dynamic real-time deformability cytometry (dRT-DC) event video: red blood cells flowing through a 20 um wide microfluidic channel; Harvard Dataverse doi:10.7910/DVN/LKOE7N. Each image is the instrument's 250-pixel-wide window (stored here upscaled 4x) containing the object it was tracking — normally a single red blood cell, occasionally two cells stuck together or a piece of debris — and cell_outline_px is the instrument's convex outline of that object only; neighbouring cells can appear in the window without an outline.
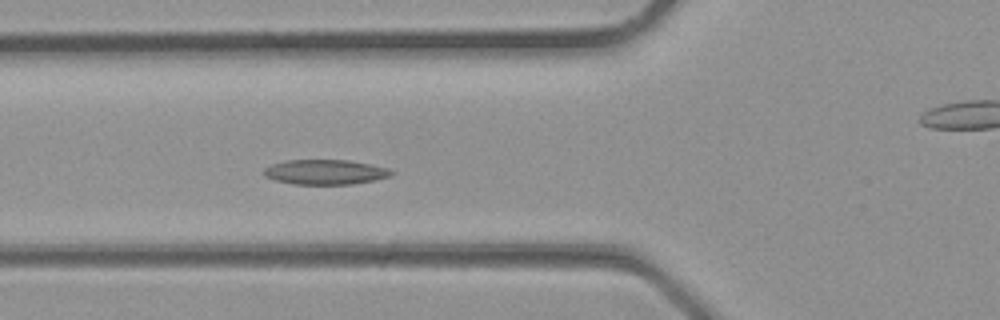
{"species": "common noctule bat (a hibernating species)", "species_latin": "Nyctalus noctula", "temperature_condition": "room temperature", "stored_images_in_passage": 26, "camera_frame_rate_fps": 3000, "um_per_image_px": 0.085, "animal": {"sex": "male", "body_mass_g": 23.1, "forearm_length_mm": 52.7}, "frame": {"image": 1, "passage_image": 5, "time_ms": 1.333, "image_size_px": [1000, 320], "cell_outline_px": [[396, 172], [392, 176], [376, 180], [352, 184], [296, 184], [276, 180], [264, 176], [264, 168], [272, 164], [284, 160], [348, 160], [372, 164], [388, 168]], "centroid_in_image_um": [27.7, 14.62], "position_along_channel_um": 98.1, "area_um2": 18.61}}
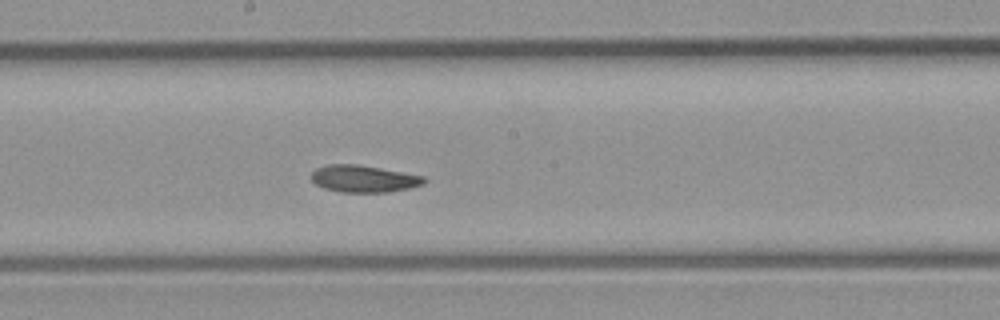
{"frame": {"image": 2, "passage_image": 11, "time_ms": 3.333, "image_size_px": [1000, 320], "cell_outline_px": [[428, 180], [424, 184], [408, 188], [388, 192], [340, 192], [324, 188], [316, 184], [312, 180], [312, 172], [316, 168], [328, 164], [360, 164], [424, 176]], "centroid_in_image_um": [30.93, 15.19], "position_along_channel_um": 217.3, "area_um2": 17.8}}
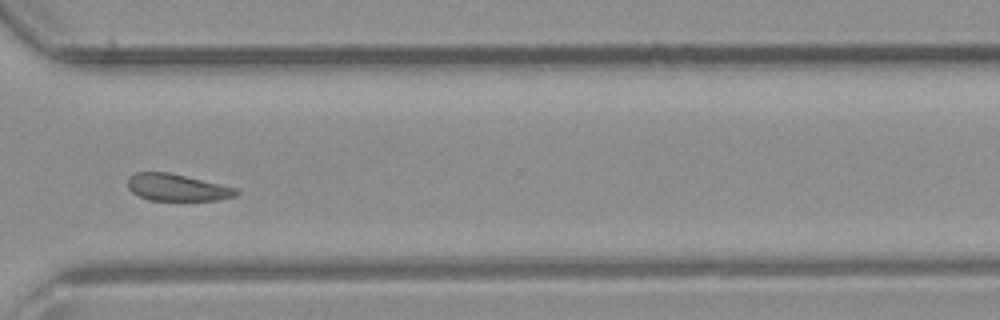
{"frame": {"image": 3, "passage_image": 18, "time_ms": 5.667, "image_size_px": [1000, 320], "cell_outline_px": [[240, 192], [236, 196], [216, 200], [152, 200], [140, 196], [132, 192], [128, 188], [128, 176], [136, 172], [168, 172], [236, 188]], "centroid_in_image_um": [15.03, 15.93], "position_along_channel_um": 355.6, "area_um2": 16.82}}